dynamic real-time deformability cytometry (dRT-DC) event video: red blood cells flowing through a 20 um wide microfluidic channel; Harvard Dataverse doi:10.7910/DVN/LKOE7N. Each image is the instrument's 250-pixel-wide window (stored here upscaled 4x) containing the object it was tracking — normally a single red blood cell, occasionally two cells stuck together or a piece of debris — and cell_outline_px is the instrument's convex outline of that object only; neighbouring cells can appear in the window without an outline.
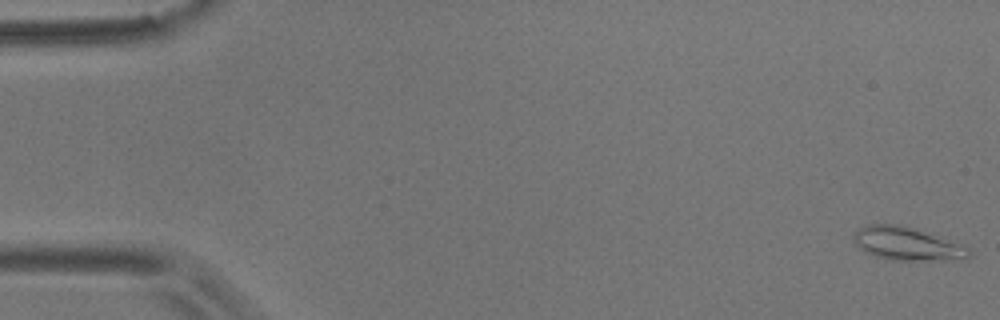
{"species": "common noctule bat (a hibernating species)", "species_latin": "Nyctalus noctula", "temperature_condition": "room temperature", "stored_images_in_passage": 3, "camera_frame_rate_fps": 3000, "um_per_image_px": 0.085, "animal": {"sex": "male", "body_mass_g": 17.9}, "frame": {"image": 1, "passage_image": 1, "time_ms": 0.0, "image_size_px": [1000, 320], "cell_outline_px": [[972, 252], [968, 256], [944, 260], [892, 260], [872, 256], [864, 252], [852, 240], [852, 236], [856, 228], [868, 224], [900, 224], [964, 244]], "centroid_in_image_um": [77.02, 20.7], "position_along_channel_um": 8.0, "area_um2": 22.43}}